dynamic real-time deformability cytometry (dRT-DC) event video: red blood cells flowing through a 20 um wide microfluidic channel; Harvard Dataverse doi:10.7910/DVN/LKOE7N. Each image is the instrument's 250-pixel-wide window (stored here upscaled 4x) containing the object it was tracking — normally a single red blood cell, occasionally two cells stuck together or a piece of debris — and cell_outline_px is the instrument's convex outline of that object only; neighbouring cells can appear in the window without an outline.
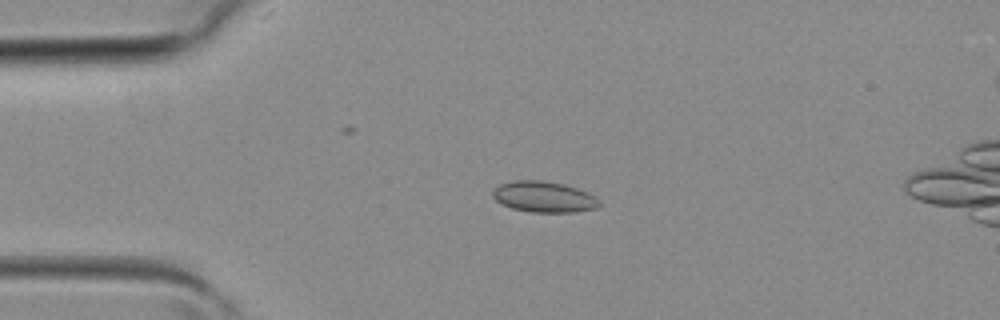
{"species": "common noctule bat (a hibernating species)", "species_latin": "Nyctalus noctula", "temperature_condition": "room temperature", "stored_images_in_passage": 33, "camera_frame_rate_fps": 3000, "um_per_image_px": 0.085, "animal": {"sex": "female", "body_mass_g": 19.3, "forearm_length_mm": 54.1}, "frame": {"image": 1, "passage_image": 6, "time_ms": 1.667, "image_size_px": [1000, 320], "cell_outline_px": [[600, 204], [596, 208], [576, 212], [532, 212], [512, 208], [500, 204], [492, 196], [492, 188], [500, 184], [512, 180], [540, 180], [564, 184], [588, 192], [596, 196], [600, 200]], "centroid_in_image_um": [46.21, 16.73], "position_along_channel_um": 38.8, "area_um2": 19.42}}
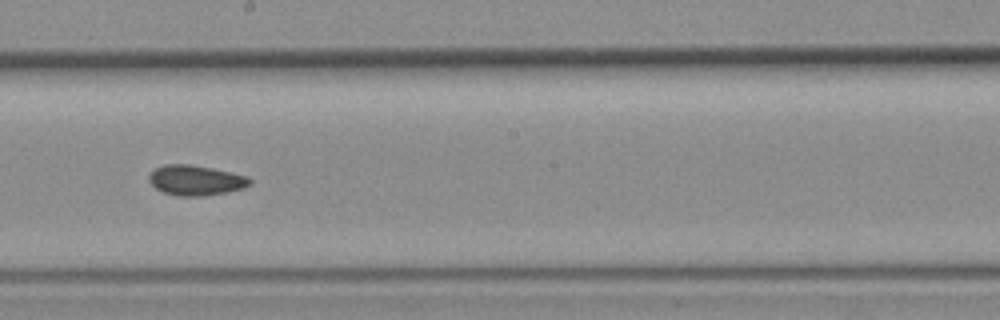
{"frame": {"image": 2, "passage_image": 19, "time_ms": 6.0, "image_size_px": [1000, 320], "cell_outline_px": [[252, 184], [244, 188], [204, 196], [180, 196], [164, 192], [156, 188], [148, 180], [148, 176], [156, 168], [164, 164], [188, 164], [212, 168], [248, 176], [252, 180]], "centroid_in_image_um": [16.65, 15.32], "position_along_channel_um": 231.5, "area_um2": 17.63}}
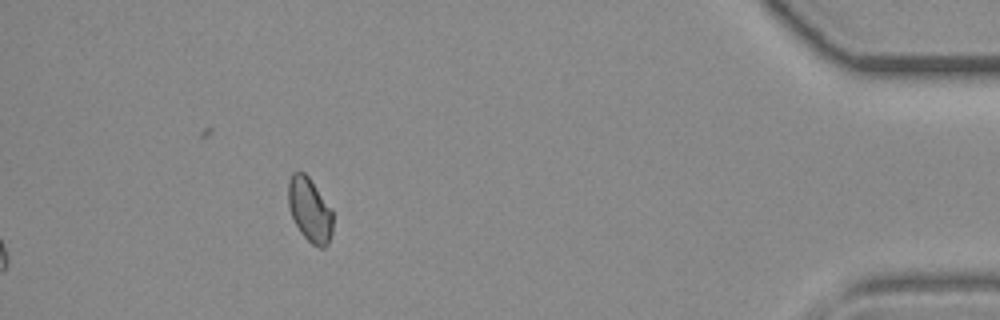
{"frame": {"image": 3, "passage_image": 33, "time_ms": 10.667, "image_size_px": [1000, 320], "cell_outline_px": [[332, 232], [328, 244], [324, 248], [320, 248], [312, 244], [300, 232], [288, 208], [288, 180], [292, 172], [304, 172], [308, 176], [332, 208]], "centroid_in_image_um": [26.32, 17.83], "position_along_channel_um": 408.9, "area_um2": 16.76}}